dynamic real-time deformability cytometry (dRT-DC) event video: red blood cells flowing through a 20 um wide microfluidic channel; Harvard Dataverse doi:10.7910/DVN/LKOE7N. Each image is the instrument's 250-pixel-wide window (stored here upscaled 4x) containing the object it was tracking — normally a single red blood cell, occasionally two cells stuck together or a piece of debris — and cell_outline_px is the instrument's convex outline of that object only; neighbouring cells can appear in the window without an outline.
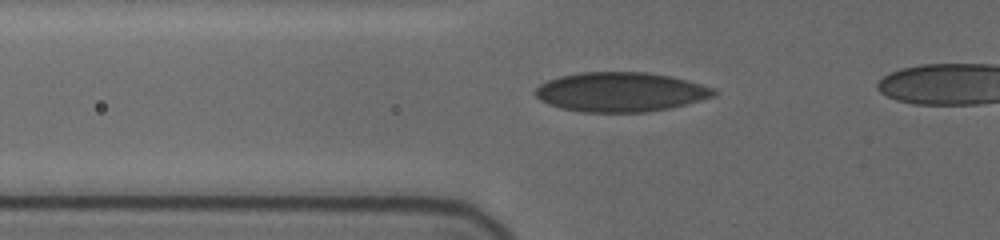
{"species": "human", "species_latin": "Homo sapiens", "temperature_condition": "cold", "stored_images_in_passage": 14, "camera_frame_rate_fps": 3000, "um_per_image_px": 0.085, "donor": {"sex": "female"}, "frame": {"image": 1, "passage_image": 6, "time_ms": 3.0, "image_size_px": [1000, 240], "cell_outline_px": [[720, 92], [716, 96], [668, 108], [648, 112], [580, 112], [560, 108], [548, 104], [540, 100], [536, 96], [536, 88], [540, 84], [548, 80], [560, 76], [580, 72], [648, 72], [668, 76], [716, 88]], "centroid_in_image_um": [52.74, 7.82], "position_along_channel_um": 73.1, "area_um2": 41.04}}
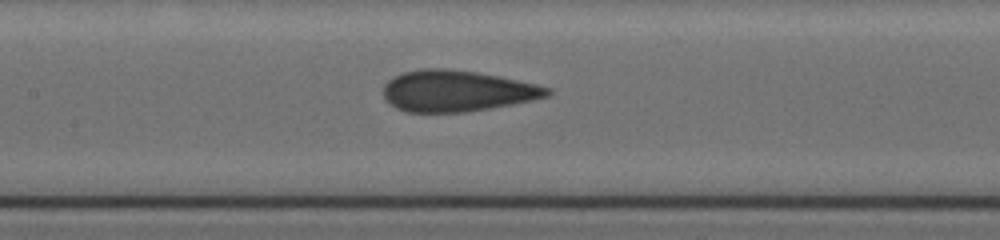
{"frame": {"image": 2, "passage_image": 11, "time_ms": 5.667, "image_size_px": [1000, 240], "cell_outline_px": [[552, 92], [548, 96], [532, 100], [512, 104], [464, 112], [404, 112], [396, 108], [384, 100], [384, 84], [388, 80], [404, 72], [420, 68], [448, 68], [476, 72], [536, 84], [552, 88]], "centroid_in_image_um": [38.81, 7.73], "position_along_channel_um": 168.6, "area_um2": 39.25}}
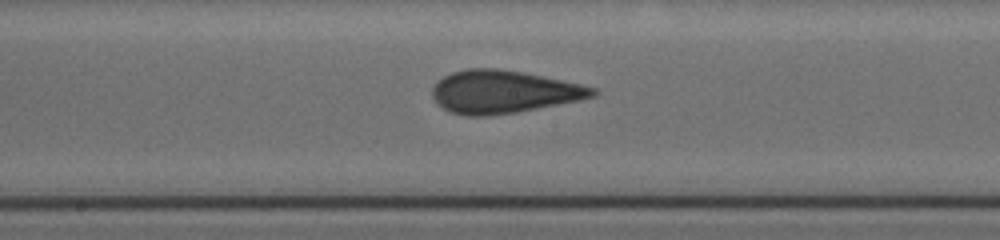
{"frame": {"image": 3, "passage_image": 13, "time_ms": 6.667, "image_size_px": [1000, 240], "cell_outline_px": [[600, 92], [596, 96], [580, 100], [516, 112], [488, 116], [468, 116], [452, 112], [436, 104], [432, 96], [432, 88], [444, 76], [452, 72], [468, 68], [496, 68], [524, 72], [580, 84], [596, 88]], "centroid_in_image_um": [42.81, 7.8], "position_along_channel_um": 205.4, "area_um2": 39.94}}